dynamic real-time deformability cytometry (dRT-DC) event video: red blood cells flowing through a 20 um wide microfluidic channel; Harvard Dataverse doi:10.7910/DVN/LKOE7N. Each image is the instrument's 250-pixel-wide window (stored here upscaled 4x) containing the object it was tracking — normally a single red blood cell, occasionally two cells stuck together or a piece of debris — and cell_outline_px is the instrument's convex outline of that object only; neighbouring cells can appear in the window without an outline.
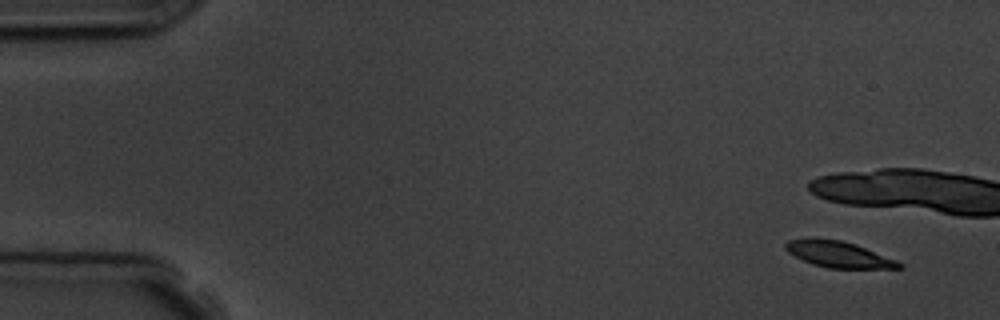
{"species": "common noctule bat (a hibernating species)", "species_latin": "Nyctalus noctula", "temperature_condition": "room temperature", "stored_images_in_passage": 3, "camera_frame_rate_fps": 3000, "um_per_image_px": 0.085, "animal": {"sex": "male", "body_mass_g": 19.5, "forearm_length_mm": 54.6}, "frame": {"image": 1, "passage_image": 1, "time_ms": 0.0, "image_size_px": [1000, 320], "cell_outline_px": [[904, 268], [828, 268], [812, 264], [788, 252], [784, 248], [784, 244], [788, 240], [808, 236], [816, 236], [840, 240], [856, 244], [896, 260], [904, 264]], "centroid_in_image_um": [71.23, 21.58], "position_along_channel_um": 13.8, "area_um2": 17.63}}